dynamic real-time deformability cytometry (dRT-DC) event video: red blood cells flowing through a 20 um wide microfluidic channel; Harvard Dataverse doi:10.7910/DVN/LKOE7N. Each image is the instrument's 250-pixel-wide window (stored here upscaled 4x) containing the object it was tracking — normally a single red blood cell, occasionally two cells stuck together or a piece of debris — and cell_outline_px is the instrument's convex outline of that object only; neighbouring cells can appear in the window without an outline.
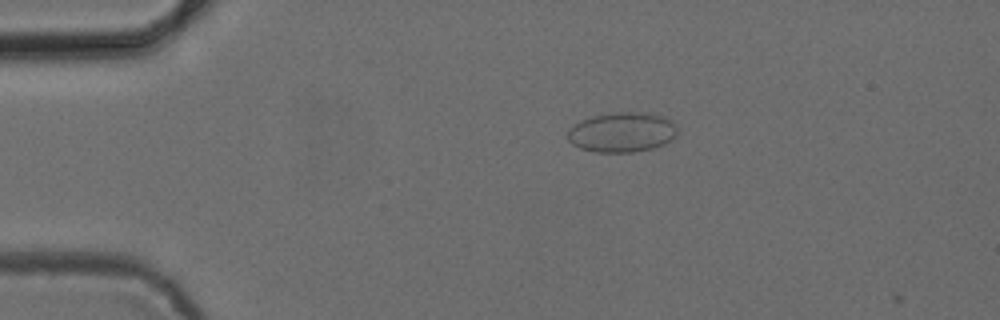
{"species": "common noctule bat (a hibernating species)", "species_latin": "Nyctalus noctula", "temperature_condition": "cold", "stored_images_in_passage": 3, "camera_frame_rate_fps": 3000, "um_per_image_px": 0.085, "animal": {"sex": "female", "body_mass_g": 24.6, "forearm_length_mm": 56.2}, "frame": {"image": 1, "passage_image": 1, "time_ms": 0.0, "image_size_px": [1000, 320], "cell_outline_px": [[676, 136], [672, 140], [664, 144], [652, 148], [632, 152], [596, 152], [580, 148], [572, 144], [568, 140], [568, 132], [576, 124], [592, 116], [616, 112], [636, 112], [664, 116], [672, 120], [676, 124]], "centroid_in_image_um": [52.91, 11.24], "position_along_channel_um": 32.1, "area_um2": 25.32}}